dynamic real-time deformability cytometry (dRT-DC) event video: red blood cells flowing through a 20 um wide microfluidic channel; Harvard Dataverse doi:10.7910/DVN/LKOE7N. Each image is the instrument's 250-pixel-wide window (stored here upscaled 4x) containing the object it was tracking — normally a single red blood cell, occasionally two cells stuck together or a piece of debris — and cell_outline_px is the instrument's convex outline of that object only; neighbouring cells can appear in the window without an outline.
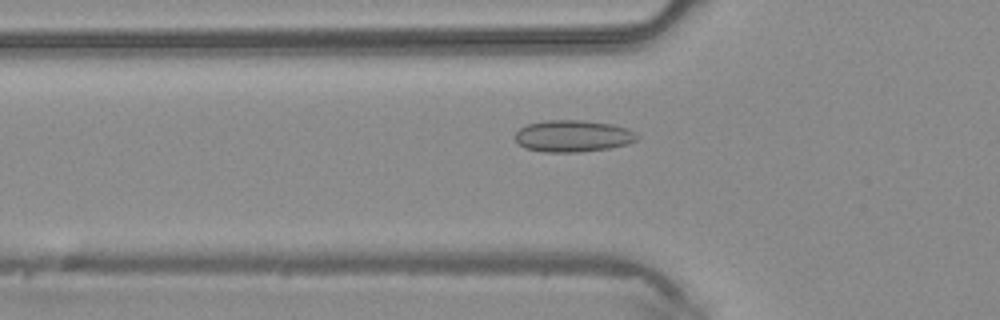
{"species": "common noctule bat (a hibernating species)", "species_latin": "Nyctalus noctula", "temperature_condition": "warm", "stored_images_in_passage": 42, "camera_frame_rate_fps": 3000, "um_per_image_px": 0.085, "animal": {"sex": "male", "body_mass_g": 20.4}, "frame": {"image": 1, "passage_image": 12, "time_ms": 3.667, "image_size_px": [1000, 320], "cell_outline_px": [[640, 136], [636, 140], [628, 144], [608, 148], [580, 152], [544, 152], [524, 148], [516, 140], [516, 132], [520, 128], [528, 124], [544, 120], [584, 120], [612, 124], [628, 128], [636, 132]], "centroid_in_image_um": [48.73, 11.56], "position_along_channel_um": 77.1, "area_um2": 22.72}}
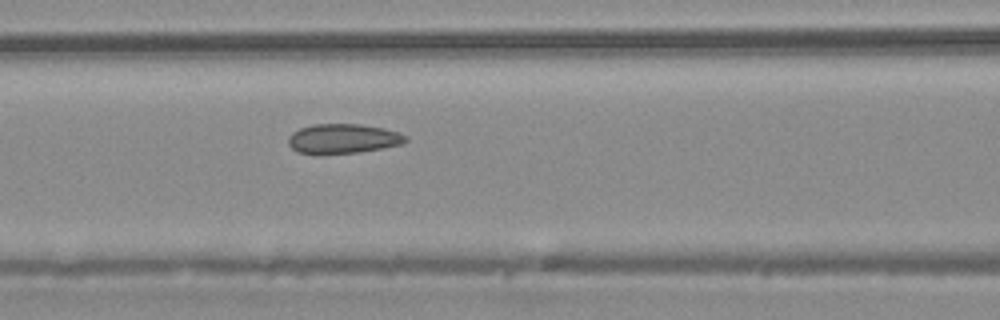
{"frame": {"image": 2, "passage_image": 16, "time_ms": 5.0, "image_size_px": [1000, 320], "cell_outline_px": [[408, 140], [400, 144], [380, 148], [356, 152], [320, 156], [296, 152], [288, 144], [288, 136], [292, 132], [300, 128], [312, 124], [360, 124], [384, 128], [408, 136]], "centroid_in_image_um": [29.08, 11.8], "position_along_channel_um": 137.5, "area_um2": 20.58}}
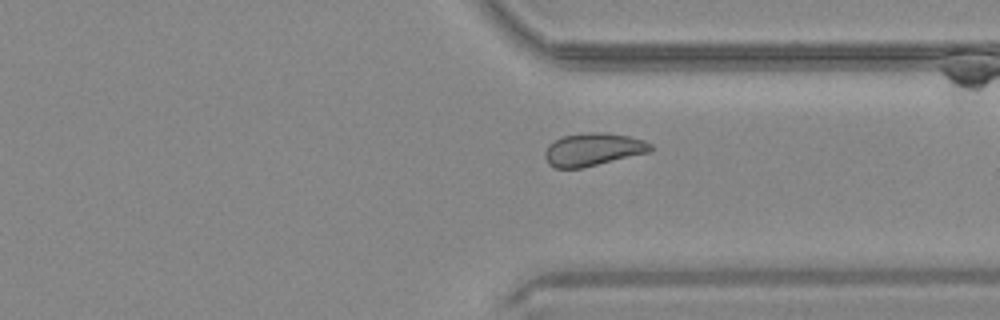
{"frame": {"image": 3, "passage_image": 31, "time_ms": 10.0, "image_size_px": [1000, 320], "cell_outline_px": [[652, 148], [648, 152], [580, 168], [556, 168], [548, 164], [544, 156], [544, 152], [548, 144], [564, 136], [588, 132], [604, 132], [628, 136], [644, 140], [652, 144]], "centroid_in_image_um": [50.37, 12.69], "position_along_channel_um": 361.0, "area_um2": 19.94}}